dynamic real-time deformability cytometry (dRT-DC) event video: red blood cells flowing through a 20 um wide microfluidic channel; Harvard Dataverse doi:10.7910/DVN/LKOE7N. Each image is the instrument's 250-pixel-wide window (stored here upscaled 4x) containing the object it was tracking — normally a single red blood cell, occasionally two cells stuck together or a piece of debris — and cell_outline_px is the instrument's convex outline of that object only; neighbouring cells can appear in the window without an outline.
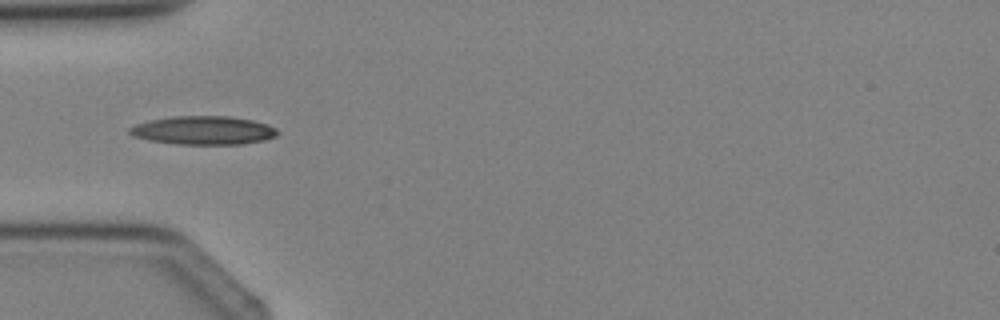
{"species": "Egyptian fruit bat (a non-hibernating species)", "species_latin": "Rousettus aegyptiacus", "temperature_condition": "cold", "stored_images_in_passage": 1, "camera_frame_rate_fps": 3000, "um_per_image_px": 0.085, "animal": {"sex": "female"}, "frame": {"image": 1, "passage_image": 1, "time_ms": 0.0, "image_size_px": [1000, 320], "cell_outline_px": [[280, 132], [276, 136], [264, 140], [240, 144], [176, 144], [148, 140], [132, 136], [128, 132], [128, 128], [136, 124], [148, 120], [172, 116], [228, 116], [252, 120], [268, 124], [276, 128]], "centroid_in_image_um": [17.27, 11.07], "position_along_channel_um": 67.7, "area_um2": 24.74}}